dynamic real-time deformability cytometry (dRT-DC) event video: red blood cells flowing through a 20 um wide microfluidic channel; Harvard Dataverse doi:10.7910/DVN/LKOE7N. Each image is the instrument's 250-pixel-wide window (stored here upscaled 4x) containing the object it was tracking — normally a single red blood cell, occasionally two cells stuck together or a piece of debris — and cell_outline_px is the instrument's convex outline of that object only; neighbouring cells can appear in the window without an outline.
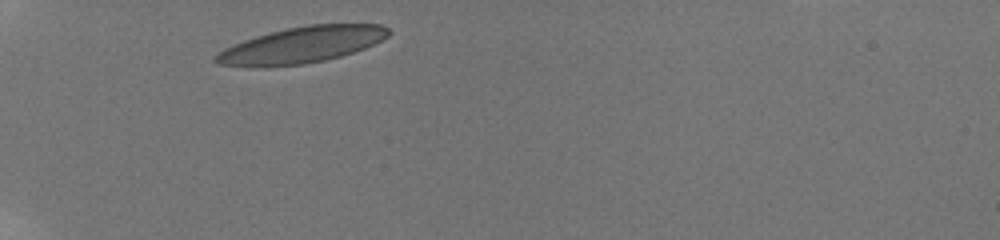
{"species": "human", "species_latin": "Homo sapiens", "temperature_condition": "room temperature", "stored_images_in_passage": 5, "camera_frame_rate_fps": 3000, "um_per_image_px": 0.085, "donor": {"sex": "male"}, "frame": {"image": 1, "passage_image": 1, "time_ms": 0.0, "image_size_px": [1000, 240], "cell_outline_px": [[392, 32], [388, 36], [364, 48], [340, 56], [324, 60], [304, 64], [264, 68], [252, 68], [216, 64], [212, 60], [224, 48], [232, 44], [268, 32], [308, 24], [380, 24], [388, 28]], "centroid_in_image_um": [25.58, 3.84], "position_along_channel_um": 59.4, "area_um2": 36.7}}
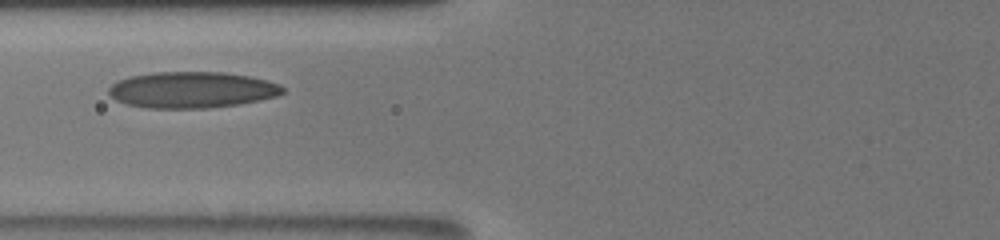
{"frame": {"image": 2, "passage_image": 4, "time_ms": 2.0, "image_size_px": [1000, 240], "cell_outline_px": [[284, 92], [276, 96], [260, 100], [240, 104], [208, 108], [148, 108], [128, 104], [116, 100], [108, 92], [108, 88], [116, 80], [128, 76], [152, 72], [224, 72], [248, 76], [280, 84], [284, 88]], "centroid_in_image_um": [16.28, 7.63], "position_along_channel_um": 109.5, "area_um2": 36.82}}